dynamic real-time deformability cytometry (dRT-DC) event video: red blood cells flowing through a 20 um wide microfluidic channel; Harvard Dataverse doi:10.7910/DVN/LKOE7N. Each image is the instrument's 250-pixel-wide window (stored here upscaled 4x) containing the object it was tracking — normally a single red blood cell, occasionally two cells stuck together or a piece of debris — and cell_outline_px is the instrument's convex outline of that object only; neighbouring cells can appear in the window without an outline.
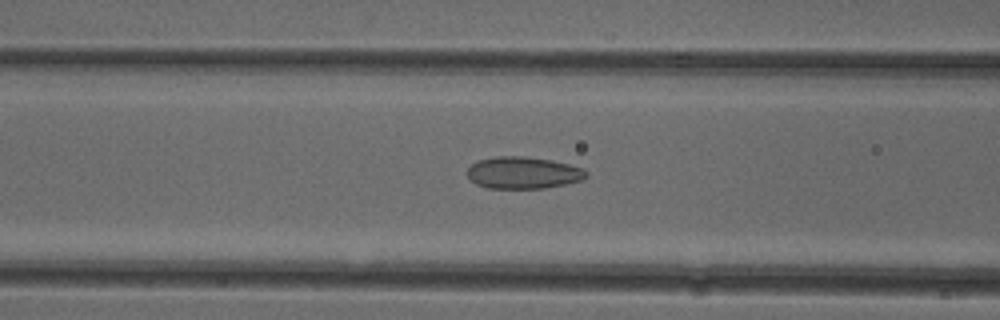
{"species": "common noctule bat (a hibernating species)", "species_latin": "Nyctalus noctula", "temperature_condition": "cold", "stored_images_in_passage": 33, "camera_frame_rate_fps": 3000, "um_per_image_px": 0.085, "animal": {"sex": "female"}, "frame": {"image": 1, "passage_image": 5, "time_ms": 1.333, "image_size_px": [1000, 320], "cell_outline_px": [[588, 176], [580, 180], [564, 184], [544, 188], [488, 188], [476, 184], [468, 176], [468, 168], [472, 164], [480, 160], [496, 156], [524, 156], [552, 160], [568, 164], [580, 168], [588, 172]], "centroid_in_image_um": [44.46, 14.68], "position_along_channel_um": 122.1, "area_um2": 21.91}}
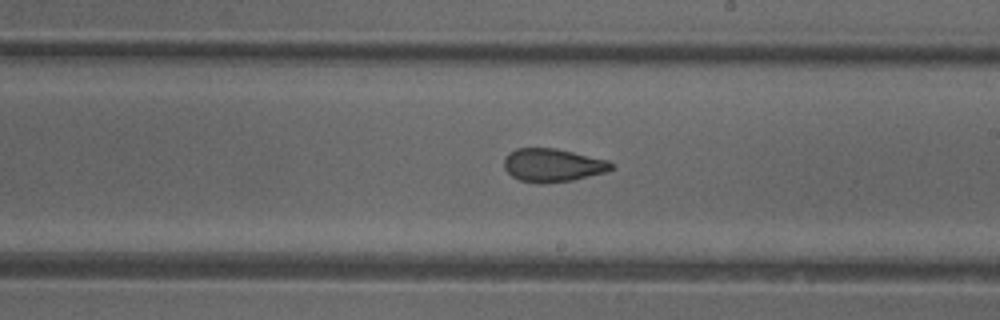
{"frame": {"image": 2, "passage_image": 14, "time_ms": 4.333, "image_size_px": [1000, 320], "cell_outline_px": [[616, 168], [604, 172], [572, 180], [544, 184], [540, 184], [520, 180], [512, 176], [504, 168], [504, 156], [508, 152], [516, 148], [556, 148], [608, 160]], "centroid_in_image_um": [46.95, 14.04], "position_along_channel_um": 242.1, "area_um2": 20.87}}
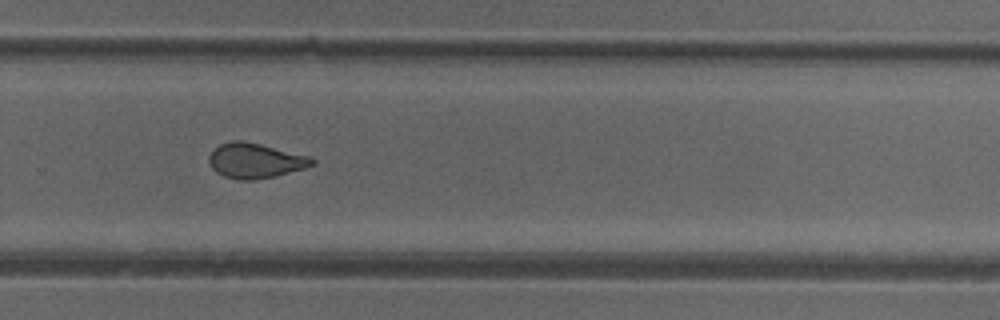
{"frame": {"image": 3, "passage_image": 19, "time_ms": 6.0, "image_size_px": [1000, 320], "cell_outline_px": [[316, 164], [304, 168], [276, 176], [256, 180], [240, 180], [224, 176], [216, 172], [212, 168], [208, 160], [208, 156], [220, 144], [232, 140], [240, 140], [260, 144], [308, 156], [316, 160]], "centroid_in_image_um": [21.69, 13.67], "position_along_channel_um": 308.1, "area_um2": 20.92}, "authors_computed_cell_mechanics": {"area_um2": 21.1548, "velocity_mm_per_s": 3.9906, "shape_relaxation_time_tau1_ms": null, "shape_relaxation_time_tau2_ms": 1.6655, "deformation_change_tau1": null, "deformation_change_tau2": 0.0811}}